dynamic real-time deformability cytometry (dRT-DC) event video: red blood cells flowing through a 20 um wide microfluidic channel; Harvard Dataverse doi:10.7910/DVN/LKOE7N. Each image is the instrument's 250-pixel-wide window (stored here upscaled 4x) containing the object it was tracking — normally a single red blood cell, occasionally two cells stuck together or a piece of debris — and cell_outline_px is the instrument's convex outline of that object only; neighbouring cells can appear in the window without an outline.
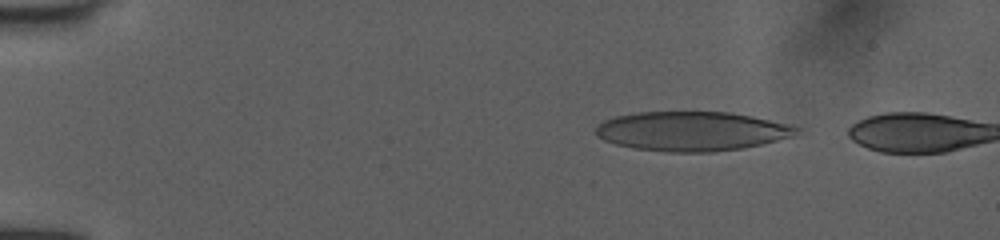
{"species": "human", "species_latin": "Homo sapiens", "temperature_condition": "room temperature", "stored_images_in_passage": 10, "camera_frame_rate_fps": 3000, "um_per_image_px": 0.085, "donor": {"sex": "female"}, "frame": {"image": 1, "passage_image": 4, "time_ms": 1.0, "image_size_px": [1000, 240], "cell_outline_px": [[804, 128], [792, 136], [760, 144], [740, 148], [712, 152], [668, 152], [636, 148], [616, 144], [604, 140], [596, 136], [596, 128], [604, 120], [616, 116], [640, 112], [728, 112], [752, 116], [788, 124]], "centroid_in_image_um": [58.8, 11.15], "position_along_channel_um": 26.2, "area_um2": 45.72}}